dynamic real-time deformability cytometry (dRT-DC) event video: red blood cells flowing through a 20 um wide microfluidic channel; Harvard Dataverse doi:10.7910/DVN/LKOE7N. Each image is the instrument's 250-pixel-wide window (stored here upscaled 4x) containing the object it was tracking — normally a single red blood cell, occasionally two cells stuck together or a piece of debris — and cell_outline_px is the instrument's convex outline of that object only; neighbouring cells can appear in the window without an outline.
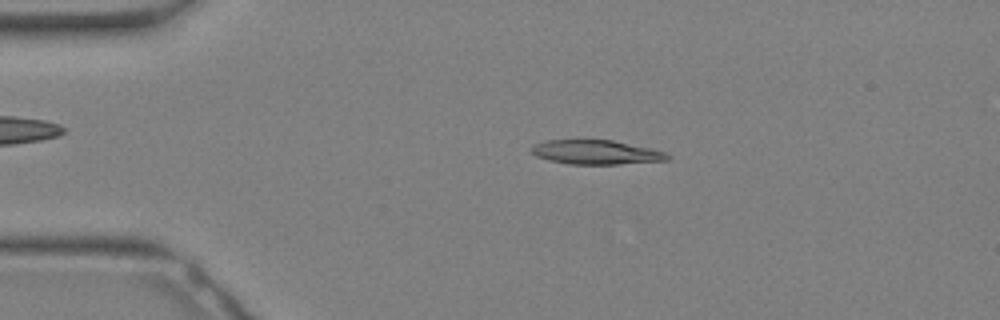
{"species": "Egyptian fruit bat (a non-hibernating species)", "species_latin": "Rousettus aegyptiacus", "temperature_condition": "warm", "stored_images_in_passage": 13, "camera_frame_rate_fps": 3000, "um_per_image_px": 0.085, "animal": {"sex": "female"}, "frame": {"image": 1, "passage_image": 6, "time_ms": 1.667, "image_size_px": [1000, 320], "cell_outline_px": [[672, 156], [668, 160], [620, 164], [568, 164], [548, 160], [536, 156], [528, 152], [536, 144], [548, 140], [612, 140], [652, 148], [664, 152]], "centroid_in_image_um": [50.68, 12.94], "position_along_channel_um": 34.3, "area_um2": 19.25}}
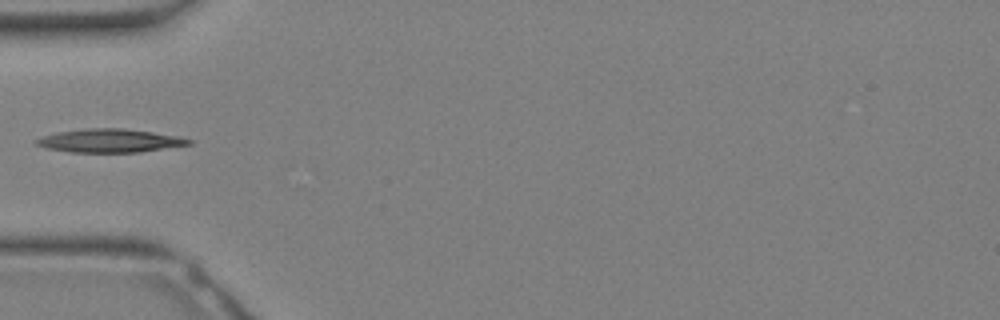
{"frame": {"image": 2, "passage_image": 10, "time_ms": 3.0, "image_size_px": [1000, 320], "cell_outline_px": [[192, 144], [140, 152], [68, 152], [44, 148], [36, 144], [36, 140], [44, 136], [56, 132], [88, 128], [124, 128], [180, 136], [192, 140]], "centroid_in_image_um": [9.34, 11.96], "position_along_channel_um": 75.7, "area_um2": 20.81}}
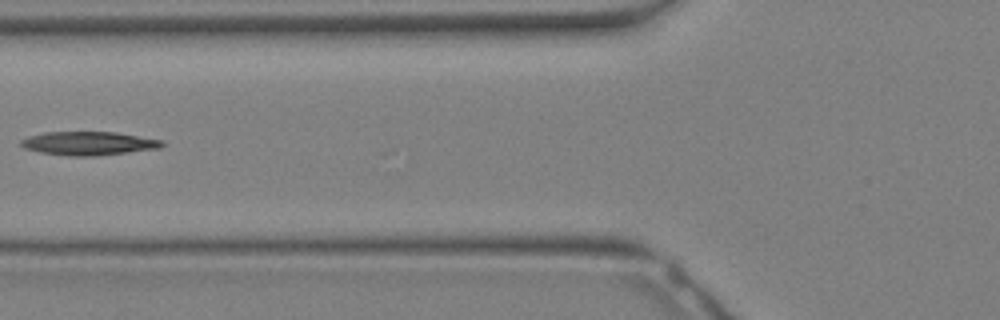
{"frame": {"image": 3, "passage_image": 12, "time_ms": 3.667, "image_size_px": [1000, 320], "cell_outline_px": [[164, 144], [160, 148], [96, 156], [72, 156], [40, 152], [24, 148], [20, 144], [20, 140], [28, 136], [44, 132], [116, 132], [164, 140]], "centroid_in_image_um": [7.53, 12.18], "position_along_channel_um": 118.3, "area_um2": 19.42}}